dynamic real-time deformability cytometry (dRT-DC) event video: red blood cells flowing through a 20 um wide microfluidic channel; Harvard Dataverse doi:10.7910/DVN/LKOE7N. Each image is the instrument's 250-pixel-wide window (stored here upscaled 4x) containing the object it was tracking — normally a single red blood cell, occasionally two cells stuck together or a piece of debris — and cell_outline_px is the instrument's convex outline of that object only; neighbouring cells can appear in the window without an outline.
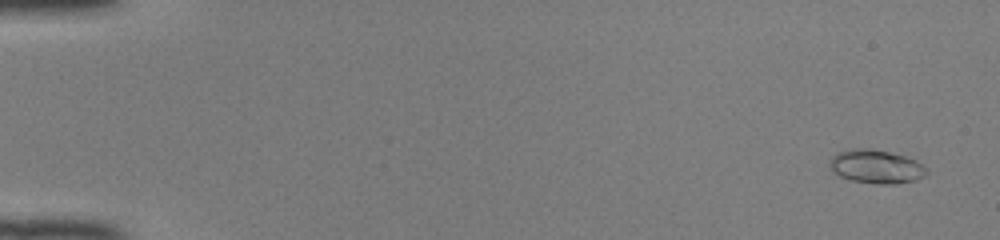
{"species": "common noctule bat (a hibernating species)", "species_latin": "Nyctalus noctula", "temperature_condition": "room temperature", "stored_images_in_passage": 50, "camera_frame_rate_fps": 3000, "um_per_image_px": 0.085, "animal": {"sex": "female", "body_mass_g": 22.0, "forearm_length_mm": 56.7}, "frame": {"image": 1, "passage_image": 3, "time_ms": 0.667, "image_size_px": [1000, 240], "cell_outline_px": [[928, 172], [924, 176], [916, 180], [896, 184], [876, 184], [852, 180], [840, 176], [832, 172], [828, 164], [832, 156], [836, 152], [852, 148], [872, 148], [908, 156], [916, 160], [928, 168]], "centroid_in_image_um": [74.48, 14.15], "position_along_channel_um": 10.5, "area_um2": 19.42}}
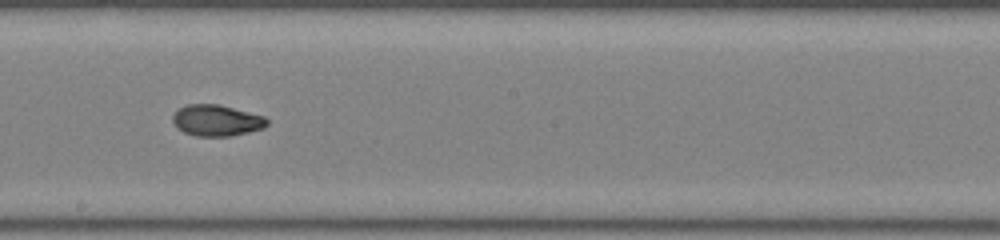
{"frame": {"image": 2, "passage_image": 30, "time_ms": 9.667, "image_size_px": [1000, 240], "cell_outline_px": [[268, 124], [264, 128], [248, 132], [228, 136], [196, 136], [184, 132], [176, 128], [172, 120], [172, 116], [180, 108], [188, 104], [220, 104], [264, 116], [268, 120]], "centroid_in_image_um": [18.41, 10.23], "position_along_channel_um": 229.8, "area_um2": 17.17}}
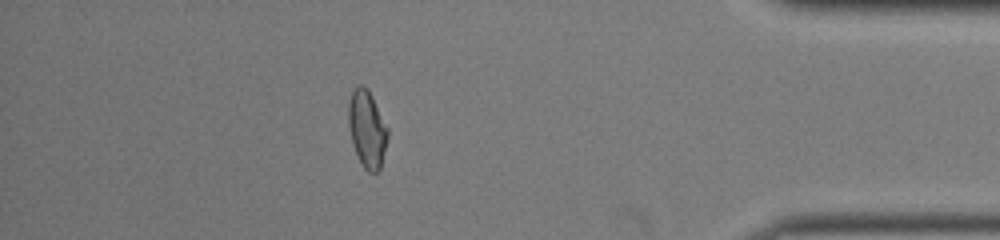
{"frame": {"image": 3, "passage_image": 45, "time_ms": 14.667, "image_size_px": [1000, 240], "cell_outline_px": [[388, 140], [380, 168], [376, 172], [368, 172], [360, 164], [352, 140], [348, 124], [348, 104], [352, 92], [356, 84], [364, 84], [368, 88], [388, 128]], "centroid_in_image_um": [31.2, 10.94], "position_along_channel_um": 404.0, "area_um2": 17.74}, "authors_computed_cell_mechanics": {"area_um2": 17.4267, "velocity_mm_per_s": 4.1541, "shape_relaxation_time_tau1_ms": null, "shape_relaxation_time_tau2_ms": 1.425, "deformation_change_tau1": null, "deformation_change_tau2": 0.0572}}